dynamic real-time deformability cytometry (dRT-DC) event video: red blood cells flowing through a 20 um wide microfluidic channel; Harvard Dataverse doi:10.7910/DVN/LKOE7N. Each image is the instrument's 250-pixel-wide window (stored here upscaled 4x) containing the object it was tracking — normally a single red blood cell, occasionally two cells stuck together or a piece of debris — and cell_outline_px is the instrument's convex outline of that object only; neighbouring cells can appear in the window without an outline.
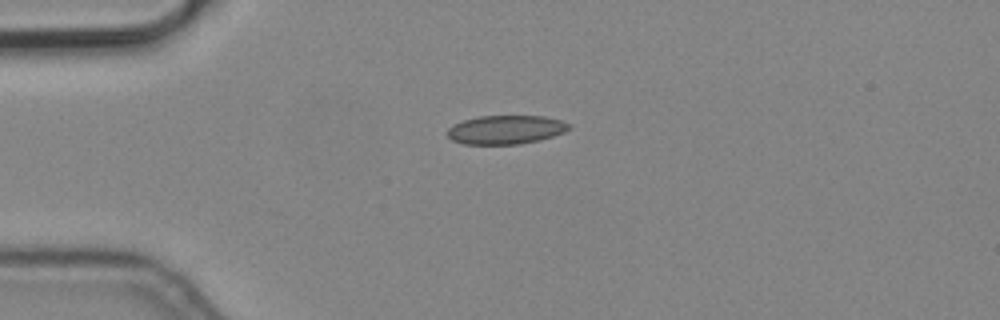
{"species": "common noctule bat (a hibernating species)", "species_latin": "Nyctalus noctula", "temperature_condition": "cold", "stored_images_in_passage": 2, "camera_frame_rate_fps": 3000, "um_per_image_px": 0.085, "animal": {"sex": "male", "body_mass_g": 19.2, "forearm_length_mm": 51.8}, "frame": {"image": 1, "passage_image": 1, "time_ms": 0.0, "image_size_px": [1000, 320], "cell_outline_px": [[572, 128], [564, 132], [540, 140], [520, 144], [464, 144], [452, 140], [444, 132], [452, 124], [464, 120], [480, 116], [544, 116], [560, 120], [572, 124]], "centroid_in_image_um": [42.99, 11.02], "position_along_channel_um": 42.0, "area_um2": 20.58}}